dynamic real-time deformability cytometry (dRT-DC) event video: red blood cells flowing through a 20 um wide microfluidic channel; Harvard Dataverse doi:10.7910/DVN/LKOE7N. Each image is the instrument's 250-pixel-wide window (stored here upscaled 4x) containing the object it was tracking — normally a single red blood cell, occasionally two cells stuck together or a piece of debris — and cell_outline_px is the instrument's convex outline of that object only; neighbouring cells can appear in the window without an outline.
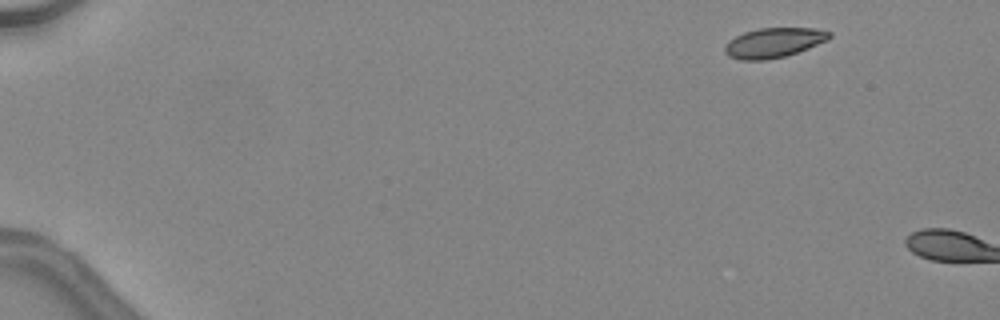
{"species": "common noctule bat (a hibernating species)", "species_latin": "Nyctalus noctula", "temperature_condition": "warm", "stored_images_in_passage": 3, "camera_frame_rate_fps": 3000, "um_per_image_px": 0.085, "animal": {"sex": "female", "body_mass_g": 24.6, "forearm_length_mm": 56.2}, "frame": {"image": 1, "passage_image": 1, "time_ms": 0.0, "image_size_px": [1000, 320], "cell_outline_px": [[832, 36], [828, 40], [808, 48], [784, 56], [764, 60], [740, 60], [728, 56], [724, 52], [724, 44], [728, 40], [744, 32], [760, 28], [812, 28], [832, 32]], "centroid_in_image_um": [65.74, 3.63], "position_along_channel_um": 19.3, "area_um2": 18.15}}